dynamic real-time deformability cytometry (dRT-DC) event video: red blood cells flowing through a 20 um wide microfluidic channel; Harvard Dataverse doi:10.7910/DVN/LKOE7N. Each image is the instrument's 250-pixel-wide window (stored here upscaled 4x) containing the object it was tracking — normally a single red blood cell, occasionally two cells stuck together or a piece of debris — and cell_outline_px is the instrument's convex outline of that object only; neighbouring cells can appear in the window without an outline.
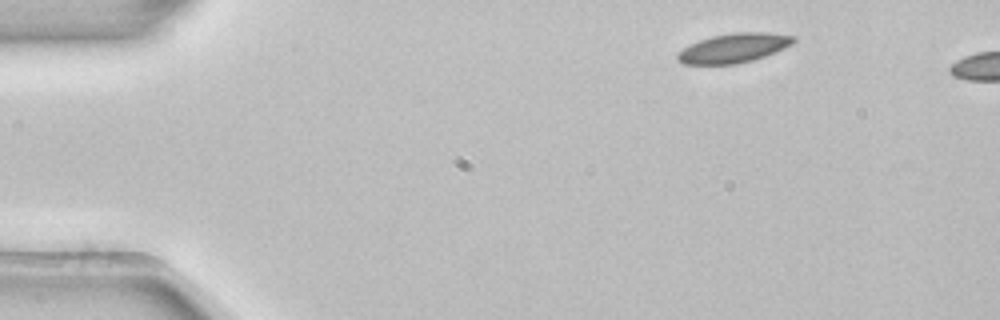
{"species": "common noctule bat (a hibernating species)", "species_latin": "Nyctalus noctula", "temperature_condition": "room temperature", "stored_images_in_passage": 2, "camera_frame_rate_fps": 3000, "um_per_image_px": 0.085, "animal": {"sex": "female", "body_mass_g": 22.7, "forearm_length_mm": 54.2}, "frame": {"image": 1, "passage_image": 1, "time_ms": 0.0, "image_size_px": [1000, 320], "cell_outline_px": [[796, 40], [792, 44], [784, 48], [764, 56], [752, 60], [736, 64], [684, 64], [676, 60], [676, 52], [700, 40], [712, 36], [736, 32], [768, 32], [796, 36]], "centroid_in_image_um": [62.37, 4.08], "position_along_channel_um": 22.6, "area_um2": 19.77}}